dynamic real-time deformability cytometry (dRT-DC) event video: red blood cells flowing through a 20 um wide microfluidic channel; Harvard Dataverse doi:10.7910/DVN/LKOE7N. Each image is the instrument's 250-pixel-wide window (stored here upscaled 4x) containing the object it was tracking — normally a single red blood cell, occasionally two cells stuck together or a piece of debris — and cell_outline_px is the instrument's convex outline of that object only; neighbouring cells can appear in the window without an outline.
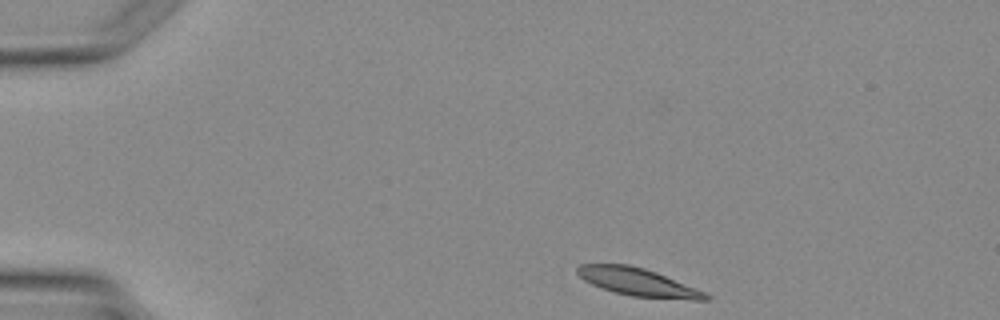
{"species": "Egyptian fruit bat (a non-hibernating species)", "species_latin": "Rousettus aegyptiacus", "temperature_condition": "warm", "stored_images_in_passage": 2, "camera_frame_rate_fps": 3000, "um_per_image_px": 0.085, "animal": {"sex": "female"}, "frame": {"image": 1, "passage_image": 1, "time_ms": 0.0, "image_size_px": [1000, 320], "cell_outline_px": [[712, 296], [708, 300], [692, 300], [632, 296], [616, 292], [592, 284], [584, 280], [576, 272], [576, 268], [580, 264], [628, 264], [644, 268], [656, 272], [696, 288]], "centroid_in_image_um": [54.24, 23.97], "position_along_channel_um": 30.8, "area_um2": 20.58}}